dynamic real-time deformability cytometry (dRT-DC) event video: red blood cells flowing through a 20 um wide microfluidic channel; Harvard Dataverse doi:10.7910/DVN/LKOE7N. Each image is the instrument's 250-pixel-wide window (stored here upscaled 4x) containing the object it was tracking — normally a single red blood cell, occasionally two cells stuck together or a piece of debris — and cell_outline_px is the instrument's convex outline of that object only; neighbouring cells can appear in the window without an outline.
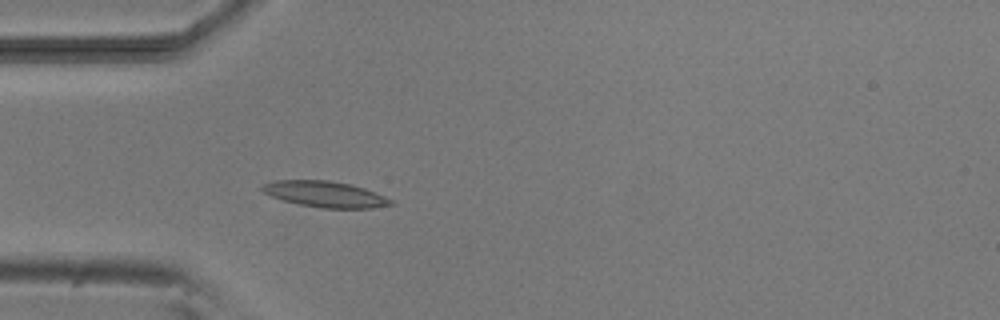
{"species": "common noctule bat (a hibernating species)", "species_latin": "Nyctalus noctula", "temperature_condition": "room temperature", "stored_images_in_passage": 5, "camera_frame_rate_fps": 3000, "um_per_image_px": 0.085, "animal": {"sex": "male", "body_mass_g": 20.5, "forearm_length_mm": 52.5}, "frame": {"image": 1, "passage_image": 5, "time_ms": 4.667, "image_size_px": [1000, 320], "cell_outline_px": [[396, 204], [372, 208], [320, 208], [300, 204], [284, 200], [272, 196], [264, 192], [260, 188], [264, 184], [276, 180], [328, 180], [352, 184], [364, 188], [384, 196], [392, 200]], "centroid_in_image_um": [27.67, 16.5], "position_along_channel_um": 57.3, "area_um2": 19.36}}